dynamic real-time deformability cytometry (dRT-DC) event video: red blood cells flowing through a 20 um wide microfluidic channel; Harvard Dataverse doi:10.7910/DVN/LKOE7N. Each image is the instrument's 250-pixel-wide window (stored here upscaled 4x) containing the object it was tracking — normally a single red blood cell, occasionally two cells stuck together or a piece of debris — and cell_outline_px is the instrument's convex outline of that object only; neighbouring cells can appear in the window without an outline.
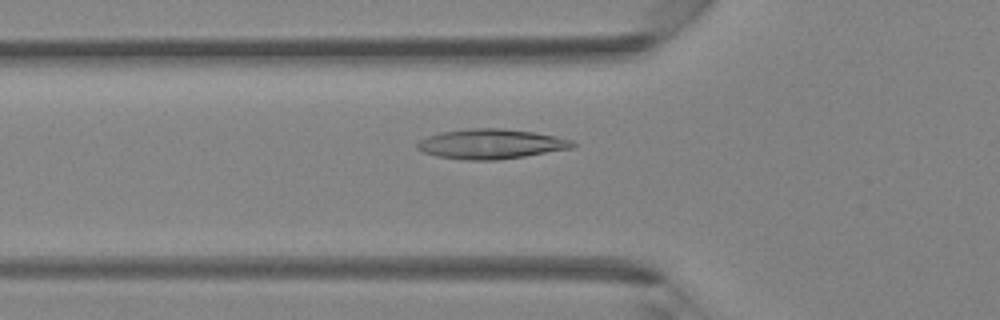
{"species": "Egyptian fruit bat (a non-hibernating species)", "species_latin": "Rousettus aegyptiacus", "temperature_condition": "room temperature", "stored_images_in_passage": 31, "camera_frame_rate_fps": 3000, "um_per_image_px": 0.085, "animal": {"sex": "female"}, "frame": {"image": 1, "passage_image": 3, "time_ms": 0.667, "image_size_px": [1000, 320], "cell_outline_px": [[576, 144], [572, 148], [524, 156], [496, 160], [464, 160], [436, 156], [424, 152], [416, 148], [416, 144], [420, 140], [428, 136], [440, 132], [468, 128], [500, 128], [532, 132], [556, 136], [572, 140]], "centroid_in_image_um": [41.7, 12.23], "position_along_channel_um": 84.1, "area_um2": 26.93}}
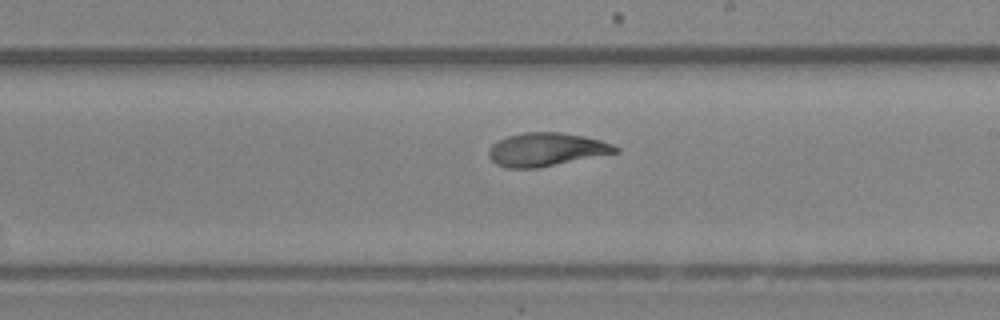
{"frame": {"image": 2, "passage_image": 13, "time_ms": 4.0, "image_size_px": [1000, 320], "cell_outline_px": [[620, 152], [540, 168], [508, 168], [496, 164], [488, 156], [488, 148], [496, 140], [508, 136], [524, 132], [560, 132], [584, 136], [600, 140], [612, 144], [620, 148]], "centroid_in_image_um": [46.43, 12.71], "position_along_channel_um": 242.6, "area_um2": 24.91}}
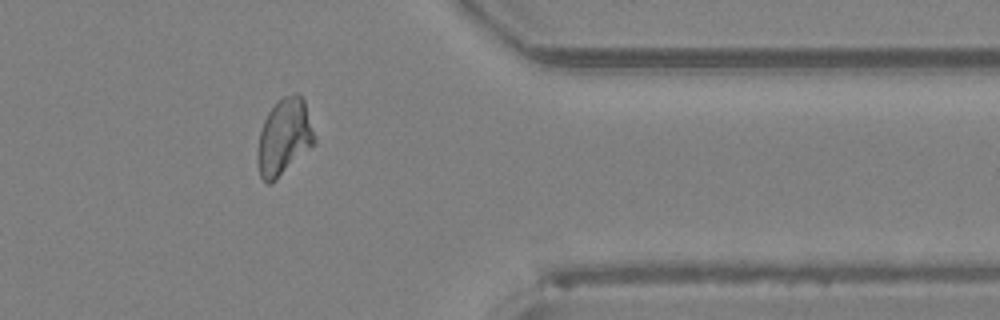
{"frame": {"image": 3, "passage_image": 23, "time_ms": 7.333, "image_size_px": [1000, 320], "cell_outline_px": [[316, 144], [272, 184], [268, 184], [260, 176], [256, 160], [256, 152], [260, 132], [264, 120], [268, 112], [284, 96], [296, 92], [304, 100], [316, 140]], "centroid_in_image_um": [24.14, 11.7], "position_along_channel_um": 387.3, "area_um2": 25.49}}